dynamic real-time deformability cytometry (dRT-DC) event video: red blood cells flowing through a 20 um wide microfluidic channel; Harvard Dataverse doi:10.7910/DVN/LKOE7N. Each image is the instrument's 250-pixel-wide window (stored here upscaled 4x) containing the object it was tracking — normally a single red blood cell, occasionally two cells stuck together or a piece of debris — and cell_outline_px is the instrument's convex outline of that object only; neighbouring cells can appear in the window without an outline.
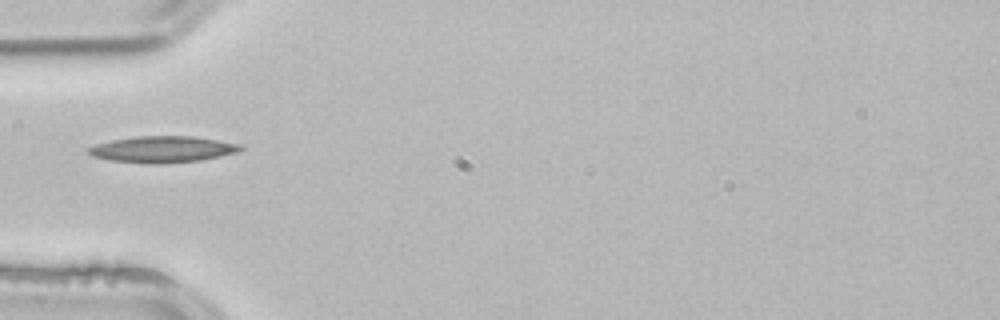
{"species": "common noctule bat (a hibernating species)", "species_latin": "Nyctalus noctula", "temperature_condition": "room temperature", "stored_images_in_passage": 1, "camera_frame_rate_fps": 3000, "um_per_image_px": 0.085, "animal": {"sex": "male", "body_mass_g": 21.5, "forearm_length_mm": 52.0}, "frame": {"image": 1, "passage_image": 1, "time_ms": 0.0, "image_size_px": [1000, 320], "cell_outline_px": [[244, 148], [236, 152], [220, 156], [200, 160], [160, 164], [148, 164], [108, 160], [92, 156], [88, 152], [88, 148], [96, 144], [112, 140], [136, 136], [192, 136], [240, 144]], "centroid_in_image_um": [13.78, 12.7], "position_along_channel_um": 71.2, "area_um2": 23.29}}